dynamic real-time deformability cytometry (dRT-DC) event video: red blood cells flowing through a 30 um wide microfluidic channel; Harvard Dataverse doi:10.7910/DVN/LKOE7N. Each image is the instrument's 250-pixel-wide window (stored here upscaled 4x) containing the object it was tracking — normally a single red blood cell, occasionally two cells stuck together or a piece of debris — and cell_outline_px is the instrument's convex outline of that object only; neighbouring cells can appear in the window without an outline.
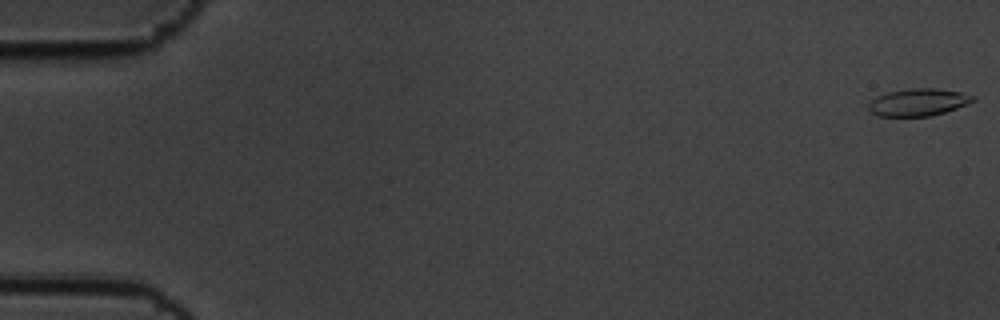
{"species": "common noctule bat (a hibernating species)", "species_latin": "Nyctalus noctula", "temperature_condition": "cold", "stored_images_in_passage": 5, "camera_frame_rate_fps": 3000, "um_per_image_px": 0.085, "animal": {"sex": "male", "body_mass_g": 19.5, "forearm_length_mm": 54.6}, "frame": {"image": 1, "passage_image": 1, "time_ms": 0.0, "image_size_px": [1000, 320], "cell_outline_px": [[976, 100], [968, 104], [932, 116], [876, 116], [868, 108], [868, 104], [876, 96], [888, 92], [912, 88], [936, 88], [960, 92], [976, 96]], "centroid_in_image_um": [78.07, 8.69], "position_along_channel_um": 6.9, "area_um2": 16.65}}